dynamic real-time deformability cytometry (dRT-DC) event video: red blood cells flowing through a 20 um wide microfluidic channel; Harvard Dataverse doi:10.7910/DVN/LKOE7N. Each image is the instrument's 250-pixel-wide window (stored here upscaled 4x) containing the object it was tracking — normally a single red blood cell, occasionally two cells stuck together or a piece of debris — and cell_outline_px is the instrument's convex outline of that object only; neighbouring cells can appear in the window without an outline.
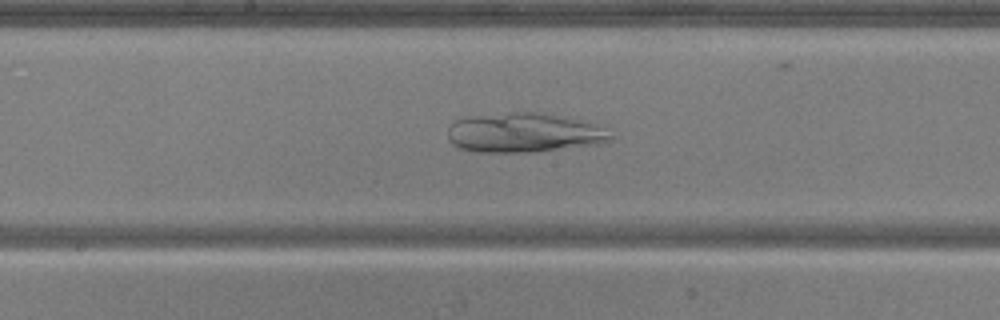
{"species": "common noctule bat (a hibernating species)", "species_latin": "Nyctalus noctula", "temperature_condition": "warm", "stored_images_in_passage": 51, "camera_frame_rate_fps": 3000, "um_per_image_px": 0.085, "animal": {"sex": "male", "body_mass_g": 20.5, "forearm_length_mm": 52.5}, "frame": {"image": 1, "passage_image": 26, "time_ms": 8.333, "image_size_px": [1000, 320], "cell_outline_px": [[612, 140], [600, 144], [536, 152], [476, 152], [460, 148], [452, 144], [448, 140], [448, 128], [456, 120], [468, 116], [508, 112], [532, 112], [556, 116], [604, 128], [612, 136]], "centroid_in_image_um": [44.45, 11.31], "position_along_channel_um": 203.7, "area_um2": 37.05}}
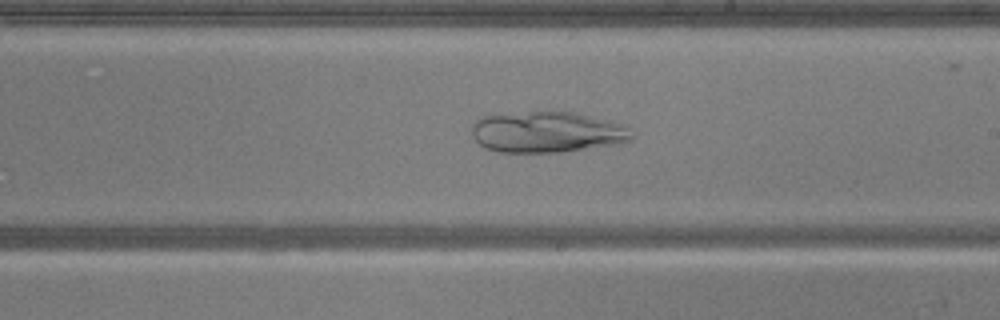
{"frame": {"image": 2, "passage_image": 29, "time_ms": 9.333, "image_size_px": [1000, 320], "cell_outline_px": [[636, 136], [632, 140], [612, 144], [560, 152], [500, 152], [484, 148], [472, 136], [472, 124], [480, 116], [552, 108], [576, 112], [624, 124]], "centroid_in_image_um": [46.48, 11.17], "position_along_channel_um": 242.5, "area_um2": 39.19}}
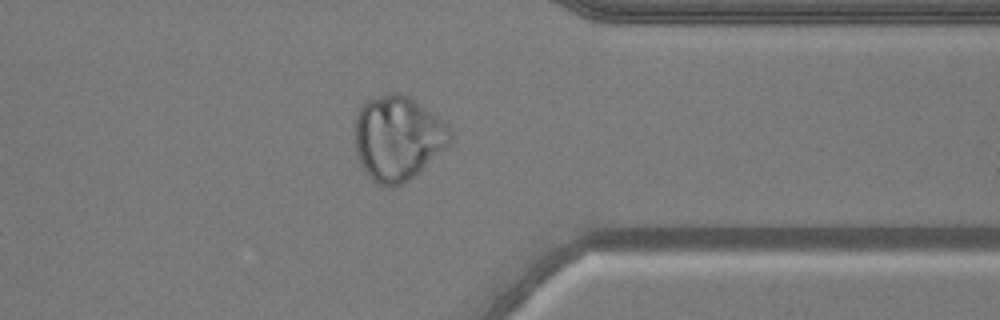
{"frame": {"image": 3, "passage_image": 40, "time_ms": 13.0, "image_size_px": [1000, 320], "cell_outline_px": [[452, 140], [448, 144], [408, 180], [400, 184], [376, 184], [368, 176], [360, 160], [356, 148], [356, 116], [364, 100], [388, 92], [400, 92], [408, 96], [448, 124], [452, 132]], "centroid_in_image_um": [33.8, 11.67], "position_along_channel_um": 377.6, "area_um2": 46.12}}